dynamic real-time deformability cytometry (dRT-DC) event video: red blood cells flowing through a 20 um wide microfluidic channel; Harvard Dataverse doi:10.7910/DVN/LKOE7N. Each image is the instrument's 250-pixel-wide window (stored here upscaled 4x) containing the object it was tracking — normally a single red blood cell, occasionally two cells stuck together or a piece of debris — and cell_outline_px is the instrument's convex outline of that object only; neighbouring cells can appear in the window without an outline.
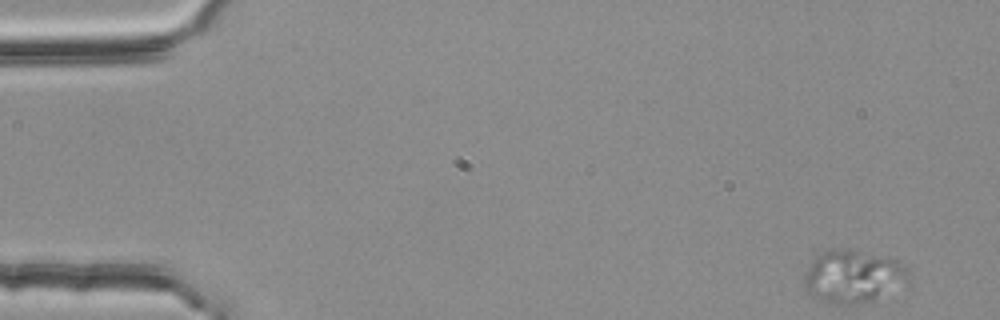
{"species": "common noctule bat (a hibernating species)", "species_latin": "Nyctalus noctula", "temperature_condition": "room temperature", "stored_images_in_passage": 4, "camera_frame_rate_fps": 3000, "um_per_image_px": 0.085, "animal": {"sex": "female", "body_mass_g": 25.1}, "frame": {"image": 1, "passage_image": 1, "time_ms": 0.0, "image_size_px": [1000, 320], "cell_outline_px": [[912, 288], [872, 304], [836, 304], [812, 296], [804, 292], [804, 276], [816, 252], [824, 248], [848, 248], [884, 256], [896, 260], [912, 276]], "centroid_in_image_um": [72.64, 23.54], "position_along_channel_um": 12.4, "area_um2": 34.39}}
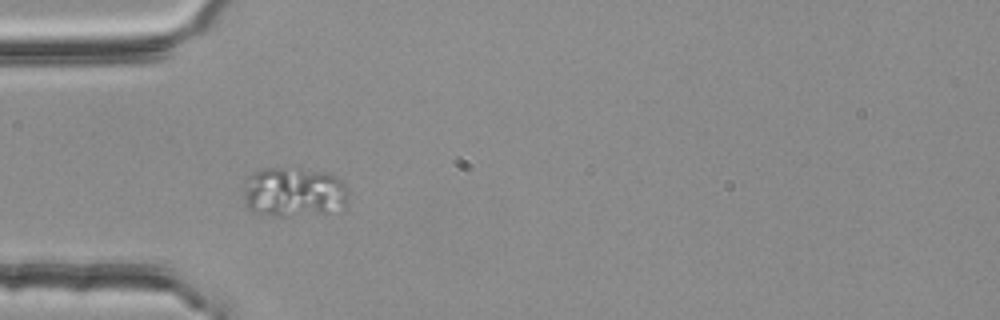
{"frame": {"image": 2, "passage_image": 4, "time_ms": 1.0, "image_size_px": [1000, 320], "cell_outline_px": [[348, 196], [344, 212], [280, 216], [272, 216], [252, 212], [248, 208], [244, 200], [244, 188], [248, 176], [252, 172], [264, 168], [284, 168], [324, 172], [336, 176], [348, 188]], "centroid_in_image_um": [25.01, 16.36], "position_along_channel_um": 60.0, "area_um2": 30.92}}